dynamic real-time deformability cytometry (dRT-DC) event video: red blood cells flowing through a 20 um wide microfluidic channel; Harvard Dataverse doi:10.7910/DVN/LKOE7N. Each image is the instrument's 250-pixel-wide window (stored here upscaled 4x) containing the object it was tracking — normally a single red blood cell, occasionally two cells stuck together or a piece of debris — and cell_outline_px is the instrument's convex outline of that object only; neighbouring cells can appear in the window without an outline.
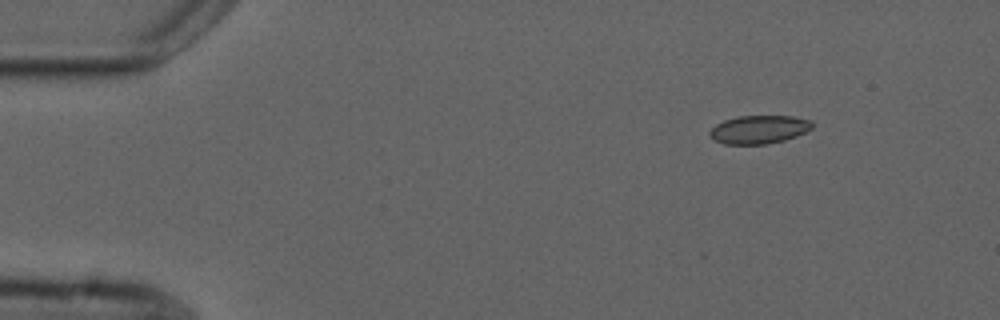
{"species": "common noctule bat (a hibernating species)", "species_latin": "Nyctalus noctula", "temperature_condition": "cold", "stored_images_in_passage": 7, "camera_frame_rate_fps": 3000, "um_per_image_px": 0.085, "animal": {"sex": "male", "forearm_length_mm": 52.5}, "frame": {"image": 1, "passage_image": 1, "time_ms": 0.0, "image_size_px": [1000, 320], "cell_outline_px": [[812, 128], [796, 136], [784, 140], [764, 144], [724, 144], [712, 140], [708, 132], [716, 124], [724, 120], [736, 116], [792, 116], [812, 120]], "centroid_in_image_um": [64.48, 11.0], "position_along_channel_um": 20.5, "area_um2": 16.94}}